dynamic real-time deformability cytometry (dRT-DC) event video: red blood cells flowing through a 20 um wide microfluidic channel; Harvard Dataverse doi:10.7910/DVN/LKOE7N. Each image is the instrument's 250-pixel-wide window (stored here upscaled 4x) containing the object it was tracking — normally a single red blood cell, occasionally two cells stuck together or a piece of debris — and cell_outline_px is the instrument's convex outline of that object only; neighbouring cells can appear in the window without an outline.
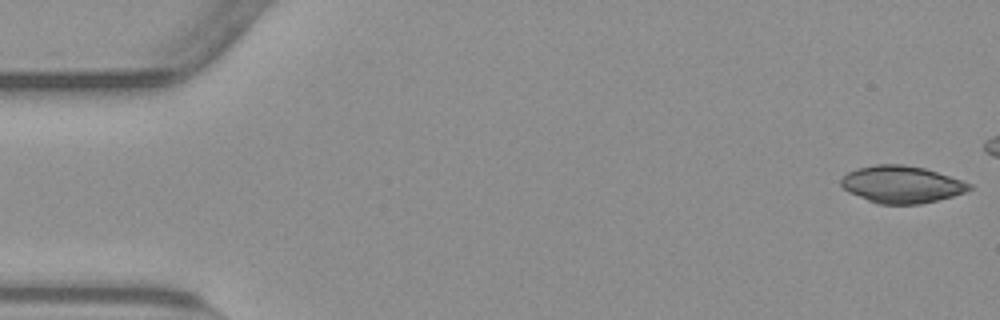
{"species": "common noctule bat (a hibernating species)", "species_latin": "Nyctalus noctula", "temperature_condition": "warm", "stored_images_in_passage": 44, "camera_frame_rate_fps": 3000, "um_per_image_px": 0.085, "animal": {"sex": "male", "body_mass_g": 23.1, "forearm_length_mm": 52.7}, "frame": {"image": 1, "passage_image": 1, "time_ms": 0.0, "image_size_px": [1000, 320], "cell_outline_px": [[972, 188], [964, 192], [952, 196], [920, 204], [880, 204], [868, 200], [848, 192], [840, 184], [840, 180], [848, 172], [856, 168], [876, 164], [904, 164], [924, 168], [972, 184]], "centroid_in_image_um": [76.6, 15.67], "position_along_channel_um": 8.4, "area_um2": 27.51}}